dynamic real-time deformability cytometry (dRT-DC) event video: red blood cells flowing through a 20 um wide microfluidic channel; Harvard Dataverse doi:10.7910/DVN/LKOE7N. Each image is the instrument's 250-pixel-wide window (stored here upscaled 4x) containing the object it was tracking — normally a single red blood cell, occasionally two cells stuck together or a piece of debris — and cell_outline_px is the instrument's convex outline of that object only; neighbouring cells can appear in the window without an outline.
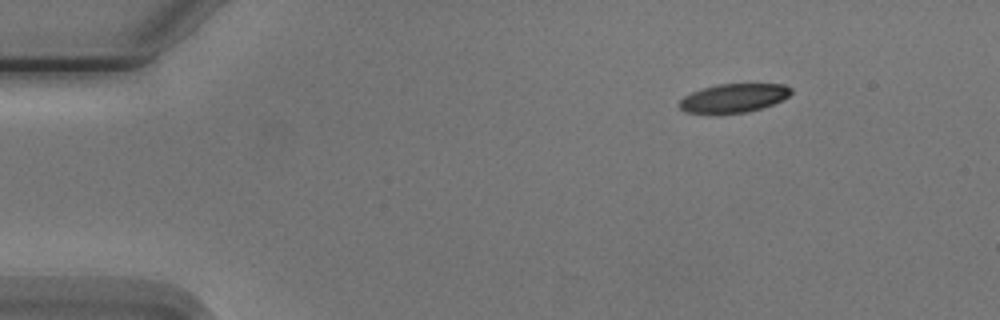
{"species": "Egyptian fruit bat (a non-hibernating species)", "species_latin": "Rousettus aegyptiacus", "temperature_condition": "cold", "stored_images_in_passage": 4, "segment_of_instrument_passage": [2, 2], "camera_frame_rate_fps": 3000, "um_per_image_px": 0.085, "animal": {"sex": "male"}, "frame": {"image": 1, "passage_image": 4, "time_ms": 4.667, "image_size_px": [1000, 320], "cell_outline_px": [[792, 92], [784, 100], [760, 108], [744, 112], [688, 112], [680, 108], [680, 100], [684, 96], [692, 92], [704, 88], [720, 84], [784, 84], [792, 88]], "centroid_in_image_um": [62.42, 8.31], "position_along_channel_um": 22.6, "area_um2": 18.15}}